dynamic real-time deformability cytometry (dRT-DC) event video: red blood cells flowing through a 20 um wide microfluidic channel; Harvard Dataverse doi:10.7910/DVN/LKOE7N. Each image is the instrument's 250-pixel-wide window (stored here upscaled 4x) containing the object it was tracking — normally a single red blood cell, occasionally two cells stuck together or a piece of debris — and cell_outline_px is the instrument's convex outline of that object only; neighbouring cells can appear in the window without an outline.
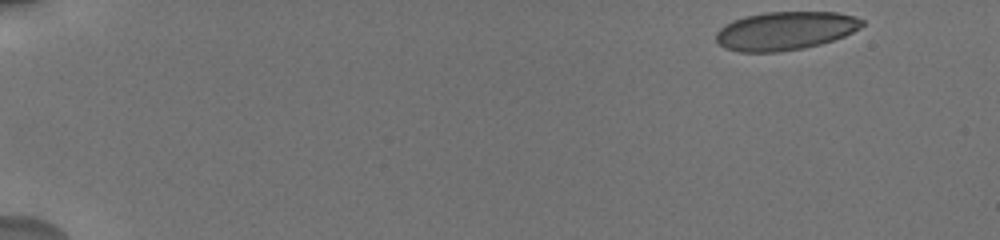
{"species": "human", "species_latin": "Homo sapiens", "temperature_condition": "cold", "stored_images_in_passage": 6, "camera_frame_rate_fps": 3000, "um_per_image_px": 0.085, "donor": {"sex": "male"}, "frame": {"image": 1, "passage_image": 1, "time_ms": 0.0, "image_size_px": [1000, 240], "cell_outline_px": [[864, 24], [860, 28], [844, 36], [820, 44], [804, 48], [776, 52], [740, 52], [724, 48], [716, 40], [716, 32], [720, 28], [744, 16], [764, 12], [836, 12], [852, 16], [864, 20]], "centroid_in_image_um": [66.74, 2.62], "position_along_channel_um": 18.3, "area_um2": 32.54}}
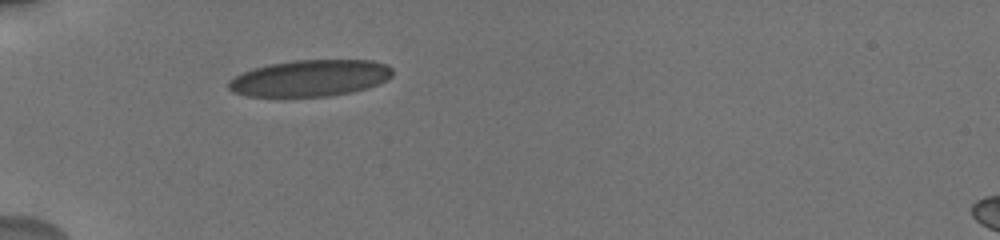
{"frame": {"image": 2, "passage_image": 5, "time_ms": 4.667, "image_size_px": [1000, 240], "cell_outline_px": [[392, 76], [388, 80], [380, 84], [368, 88], [352, 92], [328, 96], [248, 96], [232, 92], [228, 88], [228, 80], [252, 68], [268, 64], [292, 60], [372, 60], [388, 64], [392, 68]], "centroid_in_image_um": [26.39, 6.63], "position_along_channel_um": 58.6, "area_um2": 35.14}}